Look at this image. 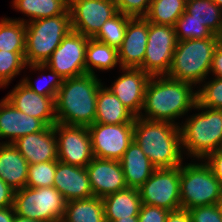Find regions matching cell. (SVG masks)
Listing matches in <instances>:
<instances>
[{
  "mask_svg": "<svg viewBox=\"0 0 222 222\" xmlns=\"http://www.w3.org/2000/svg\"><path fill=\"white\" fill-rule=\"evenodd\" d=\"M190 82L175 80L166 75L151 76L145 90L144 103L139 117L152 121H167L173 124L176 118L194 109L197 91Z\"/></svg>",
  "mask_w": 222,
  "mask_h": 222,
  "instance_id": "cell-1",
  "label": "cell"
},
{
  "mask_svg": "<svg viewBox=\"0 0 222 222\" xmlns=\"http://www.w3.org/2000/svg\"><path fill=\"white\" fill-rule=\"evenodd\" d=\"M101 86L100 79L88 73L63 80L55 100L57 123L86 127L92 125Z\"/></svg>",
  "mask_w": 222,
  "mask_h": 222,
  "instance_id": "cell-2",
  "label": "cell"
},
{
  "mask_svg": "<svg viewBox=\"0 0 222 222\" xmlns=\"http://www.w3.org/2000/svg\"><path fill=\"white\" fill-rule=\"evenodd\" d=\"M133 140L156 169H171L183 163L180 125L135 117Z\"/></svg>",
  "mask_w": 222,
  "mask_h": 222,
  "instance_id": "cell-3",
  "label": "cell"
},
{
  "mask_svg": "<svg viewBox=\"0 0 222 222\" xmlns=\"http://www.w3.org/2000/svg\"><path fill=\"white\" fill-rule=\"evenodd\" d=\"M194 109L203 111L186 118L180 126L182 150L201 161L222 147V110L203 107L198 102Z\"/></svg>",
  "mask_w": 222,
  "mask_h": 222,
  "instance_id": "cell-4",
  "label": "cell"
},
{
  "mask_svg": "<svg viewBox=\"0 0 222 222\" xmlns=\"http://www.w3.org/2000/svg\"><path fill=\"white\" fill-rule=\"evenodd\" d=\"M221 40L222 38H206L177 41L166 76L195 86L204 83L211 71L214 51Z\"/></svg>",
  "mask_w": 222,
  "mask_h": 222,
  "instance_id": "cell-5",
  "label": "cell"
},
{
  "mask_svg": "<svg viewBox=\"0 0 222 222\" xmlns=\"http://www.w3.org/2000/svg\"><path fill=\"white\" fill-rule=\"evenodd\" d=\"M25 23L27 65L45 64L63 38L72 30L70 14H60Z\"/></svg>",
  "mask_w": 222,
  "mask_h": 222,
  "instance_id": "cell-6",
  "label": "cell"
},
{
  "mask_svg": "<svg viewBox=\"0 0 222 222\" xmlns=\"http://www.w3.org/2000/svg\"><path fill=\"white\" fill-rule=\"evenodd\" d=\"M202 162L180 165L181 208L218 204L222 198L220 182L209 165Z\"/></svg>",
  "mask_w": 222,
  "mask_h": 222,
  "instance_id": "cell-7",
  "label": "cell"
},
{
  "mask_svg": "<svg viewBox=\"0 0 222 222\" xmlns=\"http://www.w3.org/2000/svg\"><path fill=\"white\" fill-rule=\"evenodd\" d=\"M67 201L53 186L30 188L15 191V214L42 222H61Z\"/></svg>",
  "mask_w": 222,
  "mask_h": 222,
  "instance_id": "cell-8",
  "label": "cell"
},
{
  "mask_svg": "<svg viewBox=\"0 0 222 222\" xmlns=\"http://www.w3.org/2000/svg\"><path fill=\"white\" fill-rule=\"evenodd\" d=\"M175 28L148 21V39L143 64L140 67L150 76L167 75L176 49Z\"/></svg>",
  "mask_w": 222,
  "mask_h": 222,
  "instance_id": "cell-9",
  "label": "cell"
},
{
  "mask_svg": "<svg viewBox=\"0 0 222 222\" xmlns=\"http://www.w3.org/2000/svg\"><path fill=\"white\" fill-rule=\"evenodd\" d=\"M142 204L173 211L181 208L180 166L156 169L139 188Z\"/></svg>",
  "mask_w": 222,
  "mask_h": 222,
  "instance_id": "cell-10",
  "label": "cell"
},
{
  "mask_svg": "<svg viewBox=\"0 0 222 222\" xmlns=\"http://www.w3.org/2000/svg\"><path fill=\"white\" fill-rule=\"evenodd\" d=\"M96 158L119 161L134 137V123L100 124L88 127Z\"/></svg>",
  "mask_w": 222,
  "mask_h": 222,
  "instance_id": "cell-11",
  "label": "cell"
},
{
  "mask_svg": "<svg viewBox=\"0 0 222 222\" xmlns=\"http://www.w3.org/2000/svg\"><path fill=\"white\" fill-rule=\"evenodd\" d=\"M89 37L71 30L45 65L64 80L86 74L85 56Z\"/></svg>",
  "mask_w": 222,
  "mask_h": 222,
  "instance_id": "cell-12",
  "label": "cell"
},
{
  "mask_svg": "<svg viewBox=\"0 0 222 222\" xmlns=\"http://www.w3.org/2000/svg\"><path fill=\"white\" fill-rule=\"evenodd\" d=\"M71 29L93 38L118 11L115 0H69Z\"/></svg>",
  "mask_w": 222,
  "mask_h": 222,
  "instance_id": "cell-13",
  "label": "cell"
},
{
  "mask_svg": "<svg viewBox=\"0 0 222 222\" xmlns=\"http://www.w3.org/2000/svg\"><path fill=\"white\" fill-rule=\"evenodd\" d=\"M54 132L58 138V161L86 167L94 158L88 127L56 123Z\"/></svg>",
  "mask_w": 222,
  "mask_h": 222,
  "instance_id": "cell-14",
  "label": "cell"
},
{
  "mask_svg": "<svg viewBox=\"0 0 222 222\" xmlns=\"http://www.w3.org/2000/svg\"><path fill=\"white\" fill-rule=\"evenodd\" d=\"M122 74L111 87H107L122 104L135 116L139 117L147 83L150 75L140 68H121Z\"/></svg>",
  "mask_w": 222,
  "mask_h": 222,
  "instance_id": "cell-15",
  "label": "cell"
},
{
  "mask_svg": "<svg viewBox=\"0 0 222 222\" xmlns=\"http://www.w3.org/2000/svg\"><path fill=\"white\" fill-rule=\"evenodd\" d=\"M85 168L95 197L103 198L128 188L121 164L117 160L94 157Z\"/></svg>",
  "mask_w": 222,
  "mask_h": 222,
  "instance_id": "cell-16",
  "label": "cell"
},
{
  "mask_svg": "<svg viewBox=\"0 0 222 222\" xmlns=\"http://www.w3.org/2000/svg\"><path fill=\"white\" fill-rule=\"evenodd\" d=\"M14 107L27 115L42 120L47 126L57 123L55 100L37 94L22 81L5 97Z\"/></svg>",
  "mask_w": 222,
  "mask_h": 222,
  "instance_id": "cell-17",
  "label": "cell"
},
{
  "mask_svg": "<svg viewBox=\"0 0 222 222\" xmlns=\"http://www.w3.org/2000/svg\"><path fill=\"white\" fill-rule=\"evenodd\" d=\"M148 39V20L132 17L122 45L118 48L120 68H140L143 64Z\"/></svg>",
  "mask_w": 222,
  "mask_h": 222,
  "instance_id": "cell-18",
  "label": "cell"
},
{
  "mask_svg": "<svg viewBox=\"0 0 222 222\" xmlns=\"http://www.w3.org/2000/svg\"><path fill=\"white\" fill-rule=\"evenodd\" d=\"M47 125L17 110L5 97L0 101V139L10 138L2 144H12L18 138L43 131Z\"/></svg>",
  "mask_w": 222,
  "mask_h": 222,
  "instance_id": "cell-19",
  "label": "cell"
},
{
  "mask_svg": "<svg viewBox=\"0 0 222 222\" xmlns=\"http://www.w3.org/2000/svg\"><path fill=\"white\" fill-rule=\"evenodd\" d=\"M12 144L29 165L58 160L54 126H47L43 131L20 137Z\"/></svg>",
  "mask_w": 222,
  "mask_h": 222,
  "instance_id": "cell-20",
  "label": "cell"
},
{
  "mask_svg": "<svg viewBox=\"0 0 222 222\" xmlns=\"http://www.w3.org/2000/svg\"><path fill=\"white\" fill-rule=\"evenodd\" d=\"M53 187L64 196L67 202L94 197L86 168L58 160Z\"/></svg>",
  "mask_w": 222,
  "mask_h": 222,
  "instance_id": "cell-21",
  "label": "cell"
},
{
  "mask_svg": "<svg viewBox=\"0 0 222 222\" xmlns=\"http://www.w3.org/2000/svg\"><path fill=\"white\" fill-rule=\"evenodd\" d=\"M119 162L130 188L142 186L156 170L135 140L129 144Z\"/></svg>",
  "mask_w": 222,
  "mask_h": 222,
  "instance_id": "cell-22",
  "label": "cell"
},
{
  "mask_svg": "<svg viewBox=\"0 0 222 222\" xmlns=\"http://www.w3.org/2000/svg\"><path fill=\"white\" fill-rule=\"evenodd\" d=\"M29 164L13 144L0 142V178L15 191L26 187Z\"/></svg>",
  "mask_w": 222,
  "mask_h": 222,
  "instance_id": "cell-23",
  "label": "cell"
},
{
  "mask_svg": "<svg viewBox=\"0 0 222 222\" xmlns=\"http://www.w3.org/2000/svg\"><path fill=\"white\" fill-rule=\"evenodd\" d=\"M106 222L138 216L142 201L138 188H126L102 198Z\"/></svg>",
  "mask_w": 222,
  "mask_h": 222,
  "instance_id": "cell-24",
  "label": "cell"
},
{
  "mask_svg": "<svg viewBox=\"0 0 222 222\" xmlns=\"http://www.w3.org/2000/svg\"><path fill=\"white\" fill-rule=\"evenodd\" d=\"M101 86L97 94L95 123H134L135 116L107 87Z\"/></svg>",
  "mask_w": 222,
  "mask_h": 222,
  "instance_id": "cell-25",
  "label": "cell"
},
{
  "mask_svg": "<svg viewBox=\"0 0 222 222\" xmlns=\"http://www.w3.org/2000/svg\"><path fill=\"white\" fill-rule=\"evenodd\" d=\"M12 3L14 9L30 17L29 21L23 18L14 19L23 22H31L60 14H70L68 9L69 0H13Z\"/></svg>",
  "mask_w": 222,
  "mask_h": 222,
  "instance_id": "cell-26",
  "label": "cell"
},
{
  "mask_svg": "<svg viewBox=\"0 0 222 222\" xmlns=\"http://www.w3.org/2000/svg\"><path fill=\"white\" fill-rule=\"evenodd\" d=\"M61 222H106L102 198L68 201Z\"/></svg>",
  "mask_w": 222,
  "mask_h": 222,
  "instance_id": "cell-27",
  "label": "cell"
},
{
  "mask_svg": "<svg viewBox=\"0 0 222 222\" xmlns=\"http://www.w3.org/2000/svg\"><path fill=\"white\" fill-rule=\"evenodd\" d=\"M118 63L117 48L89 38L85 56L86 73L97 75L94 72V68L99 71L110 70L116 67Z\"/></svg>",
  "mask_w": 222,
  "mask_h": 222,
  "instance_id": "cell-28",
  "label": "cell"
},
{
  "mask_svg": "<svg viewBox=\"0 0 222 222\" xmlns=\"http://www.w3.org/2000/svg\"><path fill=\"white\" fill-rule=\"evenodd\" d=\"M185 12L222 37V9L212 0H186Z\"/></svg>",
  "mask_w": 222,
  "mask_h": 222,
  "instance_id": "cell-29",
  "label": "cell"
},
{
  "mask_svg": "<svg viewBox=\"0 0 222 222\" xmlns=\"http://www.w3.org/2000/svg\"><path fill=\"white\" fill-rule=\"evenodd\" d=\"M186 0H152L144 16L150 23L175 26L185 12Z\"/></svg>",
  "mask_w": 222,
  "mask_h": 222,
  "instance_id": "cell-30",
  "label": "cell"
},
{
  "mask_svg": "<svg viewBox=\"0 0 222 222\" xmlns=\"http://www.w3.org/2000/svg\"><path fill=\"white\" fill-rule=\"evenodd\" d=\"M26 23L21 20H0V50L25 52Z\"/></svg>",
  "mask_w": 222,
  "mask_h": 222,
  "instance_id": "cell-31",
  "label": "cell"
},
{
  "mask_svg": "<svg viewBox=\"0 0 222 222\" xmlns=\"http://www.w3.org/2000/svg\"><path fill=\"white\" fill-rule=\"evenodd\" d=\"M131 18V16L117 12L103 24L93 39L118 49L122 45L127 24Z\"/></svg>",
  "mask_w": 222,
  "mask_h": 222,
  "instance_id": "cell-32",
  "label": "cell"
},
{
  "mask_svg": "<svg viewBox=\"0 0 222 222\" xmlns=\"http://www.w3.org/2000/svg\"><path fill=\"white\" fill-rule=\"evenodd\" d=\"M174 28L177 41L187 39L222 38L215 35L207 26L192 19V16L186 12L179 17Z\"/></svg>",
  "mask_w": 222,
  "mask_h": 222,
  "instance_id": "cell-33",
  "label": "cell"
},
{
  "mask_svg": "<svg viewBox=\"0 0 222 222\" xmlns=\"http://www.w3.org/2000/svg\"><path fill=\"white\" fill-rule=\"evenodd\" d=\"M25 52L0 50V87L9 85L12 78L26 68Z\"/></svg>",
  "mask_w": 222,
  "mask_h": 222,
  "instance_id": "cell-34",
  "label": "cell"
},
{
  "mask_svg": "<svg viewBox=\"0 0 222 222\" xmlns=\"http://www.w3.org/2000/svg\"><path fill=\"white\" fill-rule=\"evenodd\" d=\"M28 66H30L29 68H31V70H34V71L35 70L41 71V70H44V69L49 70V72H51L50 73L51 75L48 74L49 77L48 76L43 77L45 80H46V78L47 79L49 78V80L44 85H39L40 84L39 82H38L39 84L38 83L35 84L30 79H28V77L22 79L21 81L27 87H29L34 92H36L37 94H40V95H43V96H46V97H51L54 100H56L58 90L62 86V83H63L64 79L56 71L48 68L45 64H29Z\"/></svg>",
  "mask_w": 222,
  "mask_h": 222,
  "instance_id": "cell-35",
  "label": "cell"
},
{
  "mask_svg": "<svg viewBox=\"0 0 222 222\" xmlns=\"http://www.w3.org/2000/svg\"><path fill=\"white\" fill-rule=\"evenodd\" d=\"M55 172L56 161L29 165L26 187L41 188L53 186Z\"/></svg>",
  "mask_w": 222,
  "mask_h": 222,
  "instance_id": "cell-36",
  "label": "cell"
},
{
  "mask_svg": "<svg viewBox=\"0 0 222 222\" xmlns=\"http://www.w3.org/2000/svg\"><path fill=\"white\" fill-rule=\"evenodd\" d=\"M198 103L203 107L222 110V78L215 77L202 84L197 91Z\"/></svg>",
  "mask_w": 222,
  "mask_h": 222,
  "instance_id": "cell-37",
  "label": "cell"
},
{
  "mask_svg": "<svg viewBox=\"0 0 222 222\" xmlns=\"http://www.w3.org/2000/svg\"><path fill=\"white\" fill-rule=\"evenodd\" d=\"M152 0H115L117 11L131 17H144Z\"/></svg>",
  "mask_w": 222,
  "mask_h": 222,
  "instance_id": "cell-38",
  "label": "cell"
},
{
  "mask_svg": "<svg viewBox=\"0 0 222 222\" xmlns=\"http://www.w3.org/2000/svg\"><path fill=\"white\" fill-rule=\"evenodd\" d=\"M188 211L192 222H222V213L218 204L195 207Z\"/></svg>",
  "mask_w": 222,
  "mask_h": 222,
  "instance_id": "cell-39",
  "label": "cell"
},
{
  "mask_svg": "<svg viewBox=\"0 0 222 222\" xmlns=\"http://www.w3.org/2000/svg\"><path fill=\"white\" fill-rule=\"evenodd\" d=\"M169 212L161 207L142 204L138 219L139 222H166Z\"/></svg>",
  "mask_w": 222,
  "mask_h": 222,
  "instance_id": "cell-40",
  "label": "cell"
},
{
  "mask_svg": "<svg viewBox=\"0 0 222 222\" xmlns=\"http://www.w3.org/2000/svg\"><path fill=\"white\" fill-rule=\"evenodd\" d=\"M204 161L209 165L222 187V147L209 154Z\"/></svg>",
  "mask_w": 222,
  "mask_h": 222,
  "instance_id": "cell-41",
  "label": "cell"
},
{
  "mask_svg": "<svg viewBox=\"0 0 222 222\" xmlns=\"http://www.w3.org/2000/svg\"><path fill=\"white\" fill-rule=\"evenodd\" d=\"M14 194L15 190L0 178V208L13 206Z\"/></svg>",
  "mask_w": 222,
  "mask_h": 222,
  "instance_id": "cell-42",
  "label": "cell"
},
{
  "mask_svg": "<svg viewBox=\"0 0 222 222\" xmlns=\"http://www.w3.org/2000/svg\"><path fill=\"white\" fill-rule=\"evenodd\" d=\"M211 72L215 75L214 77L222 78V40L218 43L214 51Z\"/></svg>",
  "mask_w": 222,
  "mask_h": 222,
  "instance_id": "cell-43",
  "label": "cell"
},
{
  "mask_svg": "<svg viewBox=\"0 0 222 222\" xmlns=\"http://www.w3.org/2000/svg\"><path fill=\"white\" fill-rule=\"evenodd\" d=\"M166 222H192V220L187 209L179 208L169 212Z\"/></svg>",
  "mask_w": 222,
  "mask_h": 222,
  "instance_id": "cell-44",
  "label": "cell"
},
{
  "mask_svg": "<svg viewBox=\"0 0 222 222\" xmlns=\"http://www.w3.org/2000/svg\"><path fill=\"white\" fill-rule=\"evenodd\" d=\"M15 216L14 206L0 208V222H13Z\"/></svg>",
  "mask_w": 222,
  "mask_h": 222,
  "instance_id": "cell-45",
  "label": "cell"
},
{
  "mask_svg": "<svg viewBox=\"0 0 222 222\" xmlns=\"http://www.w3.org/2000/svg\"><path fill=\"white\" fill-rule=\"evenodd\" d=\"M13 222H42V221L30 219V218H26V217H21V216L15 214Z\"/></svg>",
  "mask_w": 222,
  "mask_h": 222,
  "instance_id": "cell-46",
  "label": "cell"
},
{
  "mask_svg": "<svg viewBox=\"0 0 222 222\" xmlns=\"http://www.w3.org/2000/svg\"><path fill=\"white\" fill-rule=\"evenodd\" d=\"M114 222H139L138 216H129V218H125V219H118Z\"/></svg>",
  "mask_w": 222,
  "mask_h": 222,
  "instance_id": "cell-47",
  "label": "cell"
},
{
  "mask_svg": "<svg viewBox=\"0 0 222 222\" xmlns=\"http://www.w3.org/2000/svg\"><path fill=\"white\" fill-rule=\"evenodd\" d=\"M222 9V0H212Z\"/></svg>",
  "mask_w": 222,
  "mask_h": 222,
  "instance_id": "cell-48",
  "label": "cell"
},
{
  "mask_svg": "<svg viewBox=\"0 0 222 222\" xmlns=\"http://www.w3.org/2000/svg\"><path fill=\"white\" fill-rule=\"evenodd\" d=\"M218 206H219V208H220V210H221V213H222V198H221L220 201L218 202Z\"/></svg>",
  "mask_w": 222,
  "mask_h": 222,
  "instance_id": "cell-49",
  "label": "cell"
}]
</instances>
